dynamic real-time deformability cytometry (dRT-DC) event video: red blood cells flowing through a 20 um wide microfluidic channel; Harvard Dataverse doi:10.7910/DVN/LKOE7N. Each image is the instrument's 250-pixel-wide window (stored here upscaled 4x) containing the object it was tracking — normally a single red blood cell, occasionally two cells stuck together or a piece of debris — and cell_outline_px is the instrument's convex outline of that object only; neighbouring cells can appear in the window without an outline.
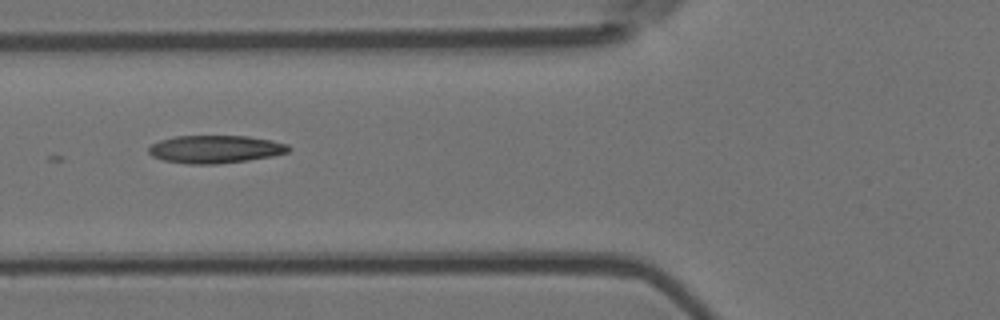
{"species": "Egyptian fruit bat (a non-hibernating species)", "species_latin": "Rousettus aegyptiacus", "temperature_condition": "room temperature", "stored_images_in_passage": 7, "camera_frame_rate_fps": 3000, "um_per_image_px": 0.085, "animal": {"sex": "female"}, "frame": {"image": 1, "passage_image": 5, "time_ms": 1.333, "image_size_px": [1000, 320], "cell_outline_px": [[292, 148], [288, 152], [272, 156], [248, 160], [216, 164], [188, 164], [160, 160], [152, 156], [148, 152], [148, 148], [152, 144], [160, 140], [176, 136], [248, 136], [272, 140], [288, 144]], "centroid_in_image_um": [18.3, 12.68], "position_along_channel_um": 107.5, "area_um2": 22.83}}
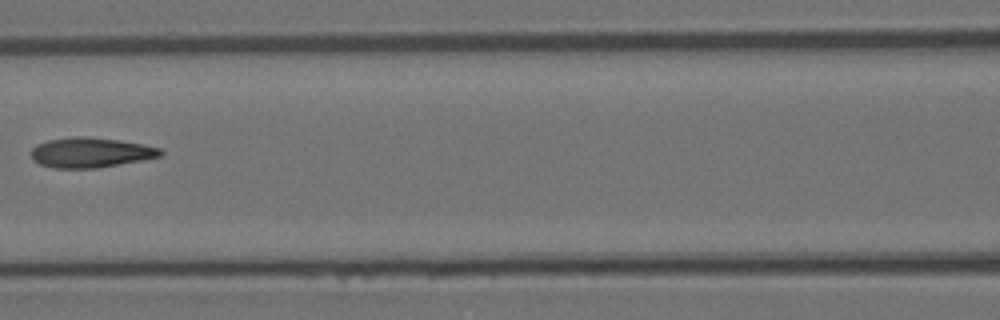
{"frame": {"image": 2, "passage_image": 6, "time_ms": 1.667, "image_size_px": [1000, 320], "cell_outline_px": [[164, 152], [160, 156], [140, 160], [96, 168], [52, 168], [40, 164], [32, 160], [32, 148], [36, 144], [48, 140], [76, 136], [84, 136], [120, 140], [144, 144], [160, 148]], "centroid_in_image_um": [7.68, 12.96], "position_along_channel_um": 158.9, "area_um2": 22.54}}
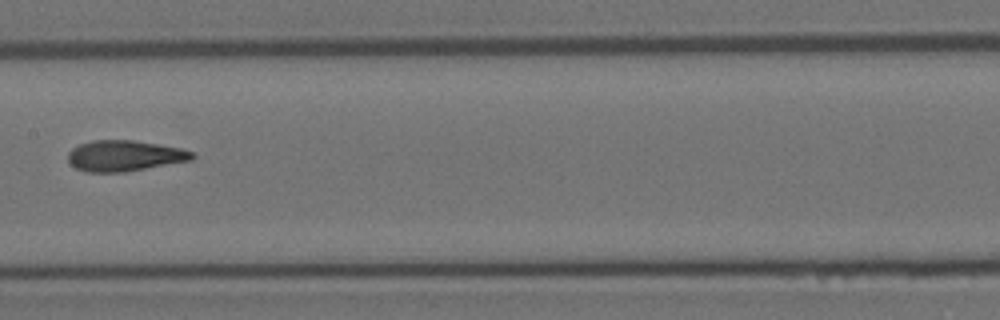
{"frame": {"image": 3, "passage_image": 7, "time_ms": 2.0, "image_size_px": [1000, 320], "cell_outline_px": [[196, 156], [192, 160], [124, 172], [88, 172], [76, 168], [68, 160], [68, 152], [72, 148], [80, 144], [92, 140], [132, 140], [180, 148], [192, 152]], "centroid_in_image_um": [10.57, 13.24], "position_along_channel_um": 196.8, "area_um2": 22.14}}